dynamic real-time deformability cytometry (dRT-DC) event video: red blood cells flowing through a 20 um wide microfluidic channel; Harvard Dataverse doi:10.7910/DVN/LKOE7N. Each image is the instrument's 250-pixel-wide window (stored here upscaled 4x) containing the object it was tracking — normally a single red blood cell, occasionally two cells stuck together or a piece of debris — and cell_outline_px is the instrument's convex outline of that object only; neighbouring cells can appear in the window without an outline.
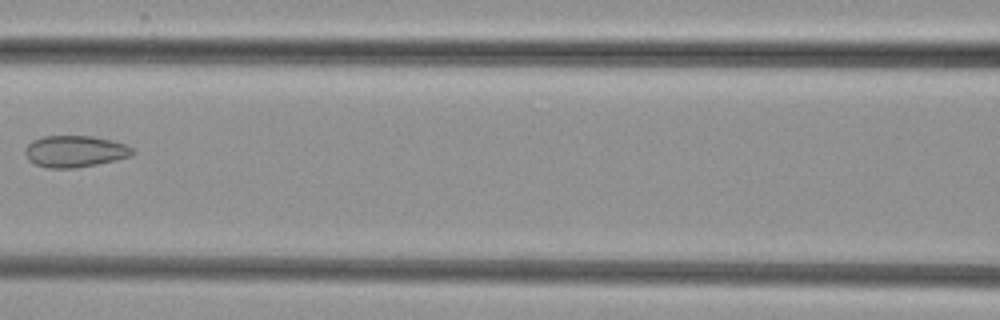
{"species": "common noctule bat (a hibernating species)", "species_latin": "Nyctalus noctula", "temperature_condition": "cold", "stored_images_in_passage": 5, "camera_frame_rate_fps": 3000, "um_per_image_px": 0.085, "animal": {"sex": "female", "body_mass_g": 29.2, "forearm_length_mm": 56.3}, "frame": {"image": 1, "passage_image": 5, "time_ms": 4.667, "image_size_px": [1000, 320], "cell_outline_px": [[136, 152], [132, 156], [116, 160], [76, 168], [48, 168], [36, 164], [28, 160], [24, 152], [24, 148], [32, 140], [44, 136], [92, 136], [112, 140], [124, 144], [132, 148]], "centroid_in_image_um": [6.36, 12.86], "position_along_channel_um": 160.2, "area_um2": 19.88}}